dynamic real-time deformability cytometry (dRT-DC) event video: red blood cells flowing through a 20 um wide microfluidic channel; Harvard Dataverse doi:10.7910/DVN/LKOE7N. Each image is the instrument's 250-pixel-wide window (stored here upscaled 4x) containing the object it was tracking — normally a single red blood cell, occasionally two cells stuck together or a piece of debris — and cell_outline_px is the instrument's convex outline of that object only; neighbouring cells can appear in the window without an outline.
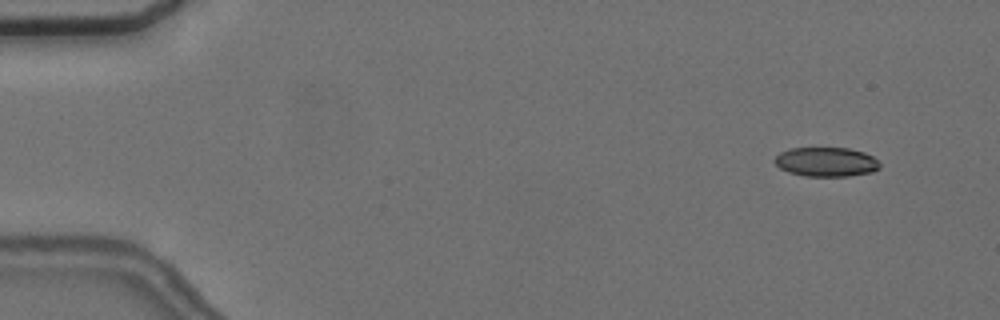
{"species": "common noctule bat (a hibernating species)", "species_latin": "Nyctalus noctula", "temperature_condition": "cold", "stored_images_in_passage": 6, "segment_of_instrument_passage": [1, 2], "camera_frame_rate_fps": 3000, "um_per_image_px": 0.085, "animal": {"sex": "female", "body_mass_g": 24.6, "forearm_length_mm": 56.2}, "frame": {"image": 1, "passage_image": 2, "time_ms": 1.333, "image_size_px": [1000, 320], "cell_outline_px": [[880, 168], [872, 172], [848, 176], [804, 176], [788, 172], [780, 168], [772, 160], [780, 152], [788, 148], [848, 148], [864, 152], [872, 156], [880, 164]], "centroid_in_image_um": [70.2, 13.76], "position_along_channel_um": 14.8, "area_um2": 18.03}}